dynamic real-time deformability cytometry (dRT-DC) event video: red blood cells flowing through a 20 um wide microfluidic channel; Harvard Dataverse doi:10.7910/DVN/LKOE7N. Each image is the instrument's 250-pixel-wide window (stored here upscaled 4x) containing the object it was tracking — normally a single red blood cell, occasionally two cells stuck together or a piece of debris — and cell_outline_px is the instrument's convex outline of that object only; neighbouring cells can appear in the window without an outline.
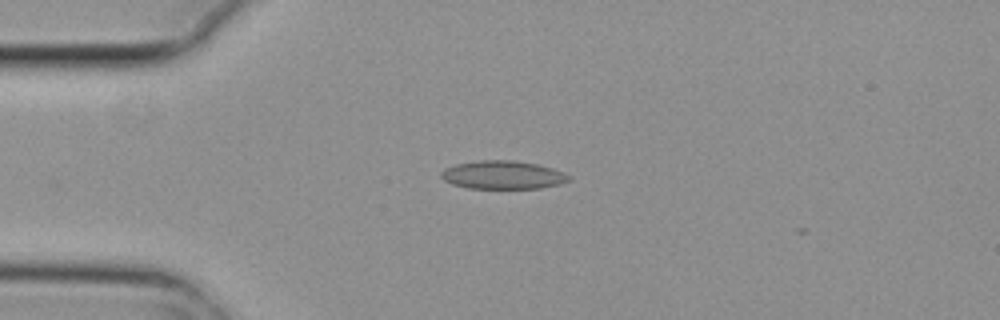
{"species": "common noctule bat (a hibernating species)", "species_latin": "Nyctalus noctula", "temperature_condition": "cold", "stored_images_in_passage": 8, "camera_frame_rate_fps": 3000, "um_per_image_px": 0.085, "animal": {"sex": "female", "body_mass_g": 29.2, "forearm_length_mm": 56.3}, "frame": {"image": 1, "passage_image": 2, "time_ms": 0.333, "image_size_px": [1000, 320], "cell_outline_px": [[572, 180], [560, 184], [540, 188], [468, 188], [452, 184], [444, 180], [440, 176], [440, 172], [444, 168], [456, 164], [480, 160], [512, 160], [536, 164], [552, 168], [564, 172], [572, 176]], "centroid_in_image_um": [42.76, 14.87], "position_along_channel_um": 42.2, "area_um2": 21.15}}
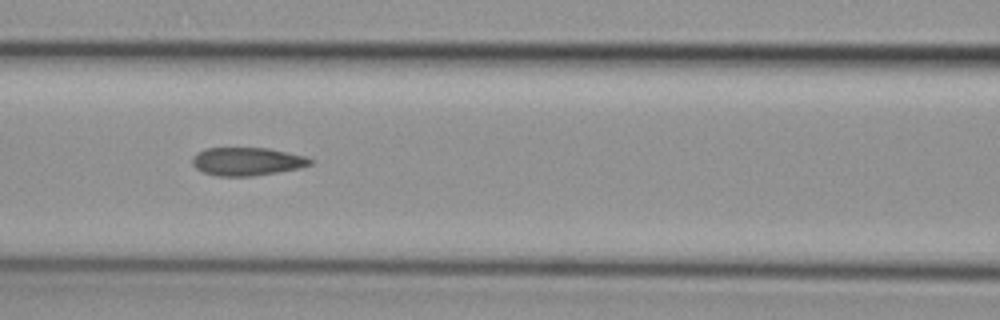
{"frame": {"image": 2, "passage_image": 5, "time_ms": 1.333, "image_size_px": [1000, 320], "cell_outline_px": [[316, 160], [312, 164], [300, 168], [252, 176], [216, 176], [204, 172], [196, 168], [192, 164], [192, 156], [196, 152], [204, 148], [268, 148], [304, 156]], "centroid_in_image_um": [20.98, 13.72], "position_along_channel_um": 145.6, "area_um2": 19.42}}
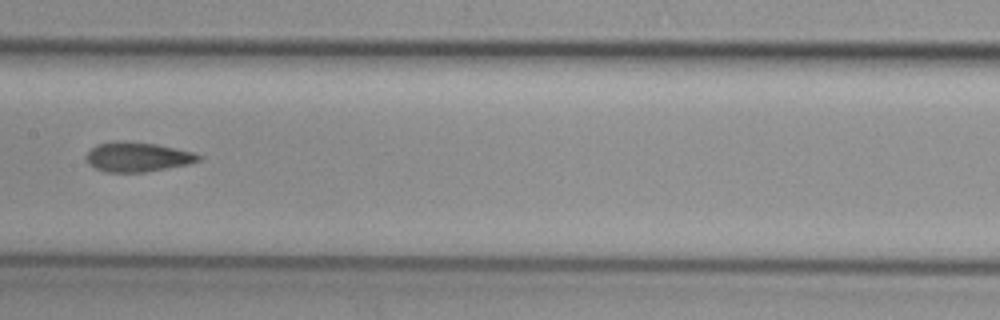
{"frame": {"image": 3, "passage_image": 6, "time_ms": 1.667, "image_size_px": [1000, 320], "cell_outline_px": [[204, 156], [200, 160], [188, 164], [144, 172], [104, 172], [88, 164], [88, 152], [96, 144], [112, 140], [124, 140], [156, 144], [176, 148], [192, 152]], "centroid_in_image_um": [11.69, 13.32], "position_along_channel_um": 195.7, "area_um2": 19.42}}